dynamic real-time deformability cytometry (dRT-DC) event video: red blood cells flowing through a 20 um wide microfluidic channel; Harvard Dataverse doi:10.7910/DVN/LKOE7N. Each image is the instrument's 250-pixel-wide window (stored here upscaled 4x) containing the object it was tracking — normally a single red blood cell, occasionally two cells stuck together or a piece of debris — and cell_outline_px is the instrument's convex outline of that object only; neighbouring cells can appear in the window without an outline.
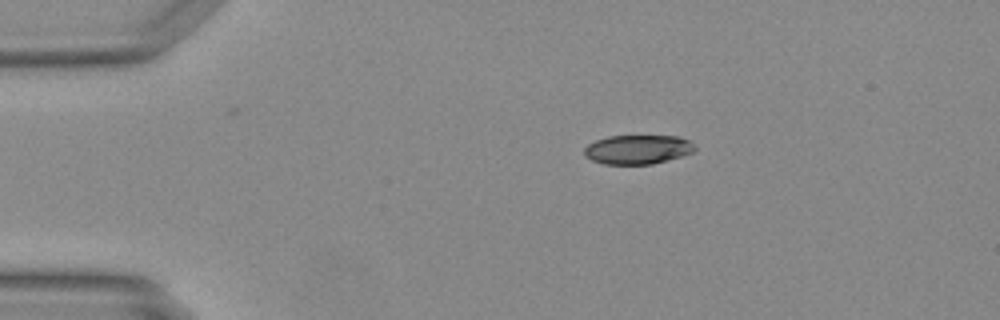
{"species": "Egyptian fruit bat (a non-hibernating species)", "species_latin": "Rousettus aegyptiacus", "temperature_condition": "warm", "stored_images_in_passage": 40, "camera_frame_rate_fps": 3000, "um_per_image_px": 0.085, "animal": {"sex": "female"}, "frame": {"image": 1, "passage_image": 1, "time_ms": 0.0, "image_size_px": [1000, 320], "cell_outline_px": [[696, 148], [692, 152], [680, 156], [652, 164], [604, 164], [592, 160], [584, 156], [584, 148], [588, 144], [596, 140], [608, 136], [676, 136], [688, 140]], "centroid_in_image_um": [54.15, 12.7], "position_along_channel_um": 30.8, "area_um2": 18.61}}
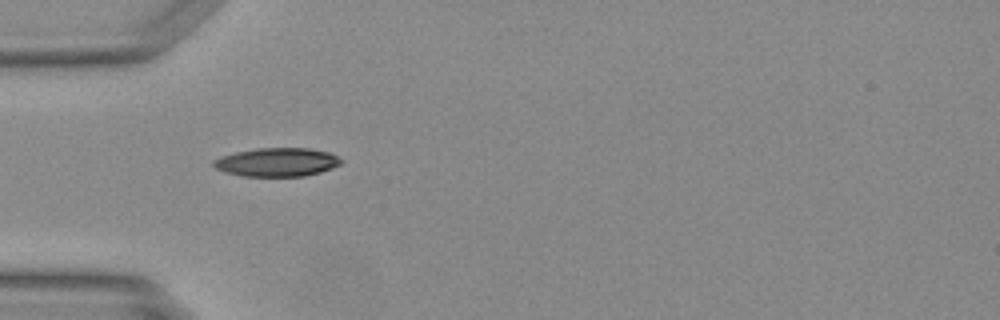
{"frame": {"image": 2, "passage_image": 7, "time_ms": 2.0, "image_size_px": [1000, 320], "cell_outline_px": [[344, 160], [340, 164], [332, 168], [320, 172], [304, 176], [244, 176], [224, 172], [216, 168], [212, 164], [212, 160], [220, 156], [236, 152], [256, 148], [308, 148], [328, 152]], "centroid_in_image_um": [23.52, 13.78], "position_along_channel_um": 61.5, "area_um2": 21.27}}
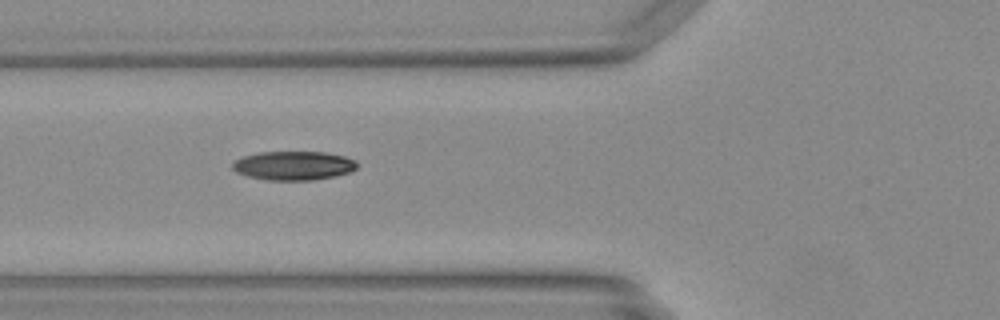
{"frame": {"image": 3, "passage_image": 10, "time_ms": 3.0, "image_size_px": [1000, 320], "cell_outline_px": [[356, 168], [348, 172], [336, 176], [312, 180], [268, 180], [248, 176], [236, 172], [232, 168], [232, 164], [236, 160], [244, 156], [256, 152], [324, 152], [344, 156], [356, 160]], "centroid_in_image_um": [24.94, 14.07], "position_along_channel_um": 100.9, "area_um2": 20.92}}